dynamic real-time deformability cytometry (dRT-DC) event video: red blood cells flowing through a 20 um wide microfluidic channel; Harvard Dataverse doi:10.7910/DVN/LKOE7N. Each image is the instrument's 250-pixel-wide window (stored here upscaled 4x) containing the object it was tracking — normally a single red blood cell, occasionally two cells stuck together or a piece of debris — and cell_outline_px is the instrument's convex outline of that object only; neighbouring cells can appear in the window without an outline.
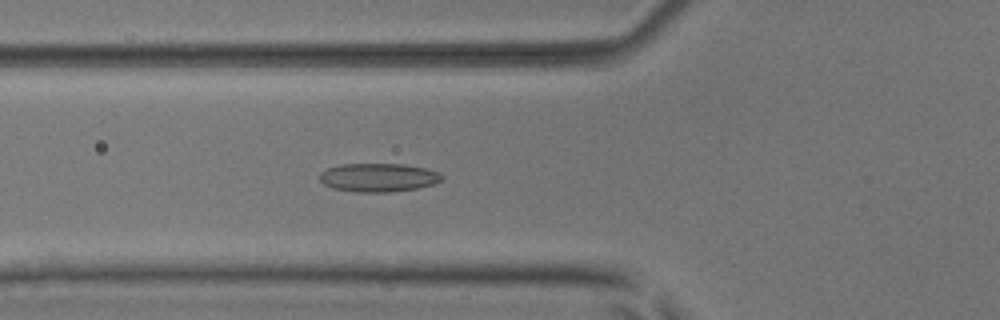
{"species": "common noctule bat (a hibernating species)", "species_latin": "Nyctalus noctula", "temperature_condition": "room temperature", "stored_images_in_passage": 48, "camera_frame_rate_fps": 3000, "um_per_image_px": 0.085, "animal": {"sex": "male", "body_mass_g": 17.9, "forearm_length_mm": 54.2}, "frame": {"image": 1, "passage_image": 20, "time_ms": 6.333, "image_size_px": [1000, 320], "cell_outline_px": [[444, 176], [440, 180], [432, 184], [416, 188], [388, 192], [360, 192], [332, 188], [324, 184], [320, 180], [320, 172], [328, 168], [340, 164], [404, 164], [424, 168], [440, 172]], "centroid_in_image_um": [32.15, 15.08], "position_along_channel_um": 93.7, "area_um2": 20.17}}
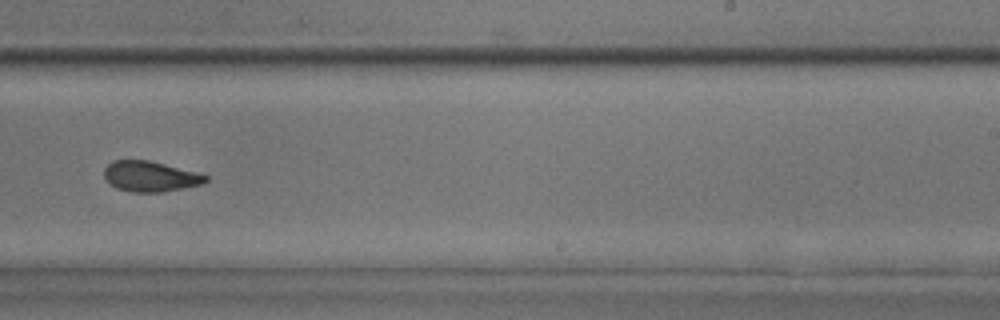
{"frame": {"image": 2, "passage_image": 34, "time_ms": 11.0, "image_size_px": [1000, 320], "cell_outline_px": [[208, 180], [204, 184], [184, 188], [160, 192], [132, 192], [116, 188], [104, 176], [104, 168], [112, 160], [148, 160], [196, 172], [208, 176]], "centroid_in_image_um": [12.78, 14.99], "position_along_channel_um": 276.2, "area_um2": 17.92}}
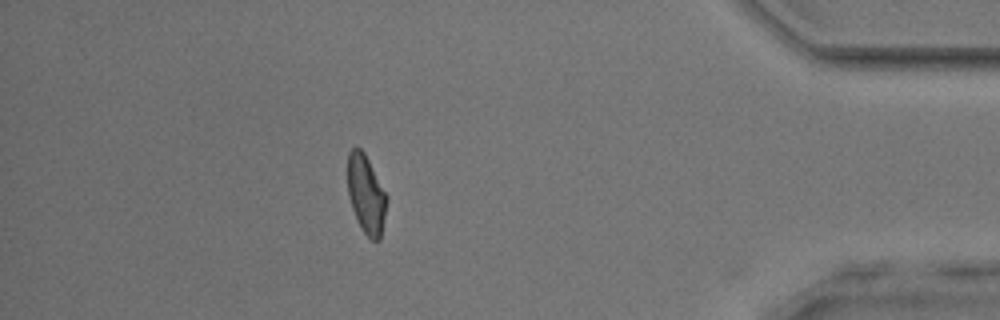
{"frame": {"image": 3, "passage_image": 47, "time_ms": 15.333, "image_size_px": [1000, 320], "cell_outline_px": [[388, 200], [380, 240], [372, 240], [364, 232], [352, 208], [348, 192], [348, 152], [356, 144], [364, 152], [388, 196]], "centroid_in_image_um": [31.13, 16.47], "position_along_channel_um": 404.1, "area_um2": 17.8}, "authors_computed_cell_mechanics": {"area_um2": 19.2474, "velocity_mm_per_s": 3.9174, "shape_relaxation_time_tau1_ms": 5.5807, "shape_relaxation_time_tau2_ms": 2.4739, "deformation_change_tau1": 0.1244, "deformation_change_tau2": 0.0896}}